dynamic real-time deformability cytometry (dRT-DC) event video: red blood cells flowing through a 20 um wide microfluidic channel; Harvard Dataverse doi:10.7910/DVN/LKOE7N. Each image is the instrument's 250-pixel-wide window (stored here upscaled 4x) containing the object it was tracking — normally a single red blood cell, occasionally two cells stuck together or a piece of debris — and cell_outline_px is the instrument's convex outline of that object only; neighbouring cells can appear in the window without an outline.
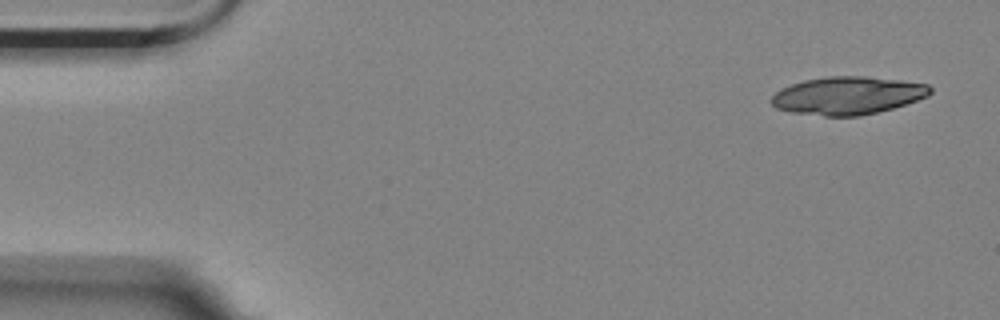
{"species": "Egyptian fruit bat (a non-hibernating species)", "species_latin": "Rousettus aegyptiacus", "temperature_condition": "room temperature", "stored_images_in_passage": 6, "camera_frame_rate_fps": 3000, "um_per_image_px": 0.085, "animal": {"sex": "female"}, "frame": {"image": 1, "passage_image": 1, "time_ms": 0.0, "image_size_px": [1000, 320], "cell_outline_px": [[932, 92], [928, 96], [892, 108], [860, 116], [824, 116], [792, 112], [776, 108], [772, 104], [772, 96], [780, 88], [804, 80], [828, 76], [864, 76], [900, 80], [928, 84], [932, 88]], "centroid_in_image_um": [72.05, 8.11], "position_along_channel_um": 13.0, "area_um2": 34.91}}
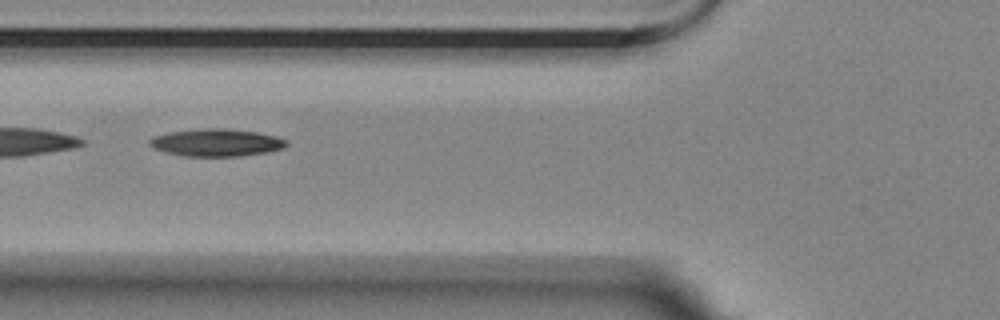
{"frame": {"image": 2, "passage_image": 6, "time_ms": 1.667, "image_size_px": [1000, 320], "cell_outline_px": [[288, 144], [284, 148], [268, 152], [240, 156], [184, 156], [152, 148], [148, 144], [148, 140], [156, 136], [168, 132], [200, 128], [228, 128], [256, 132], [276, 136], [288, 140]], "centroid_in_image_um": [18.41, 12.11], "position_along_channel_um": 107.4, "area_um2": 22.02}}